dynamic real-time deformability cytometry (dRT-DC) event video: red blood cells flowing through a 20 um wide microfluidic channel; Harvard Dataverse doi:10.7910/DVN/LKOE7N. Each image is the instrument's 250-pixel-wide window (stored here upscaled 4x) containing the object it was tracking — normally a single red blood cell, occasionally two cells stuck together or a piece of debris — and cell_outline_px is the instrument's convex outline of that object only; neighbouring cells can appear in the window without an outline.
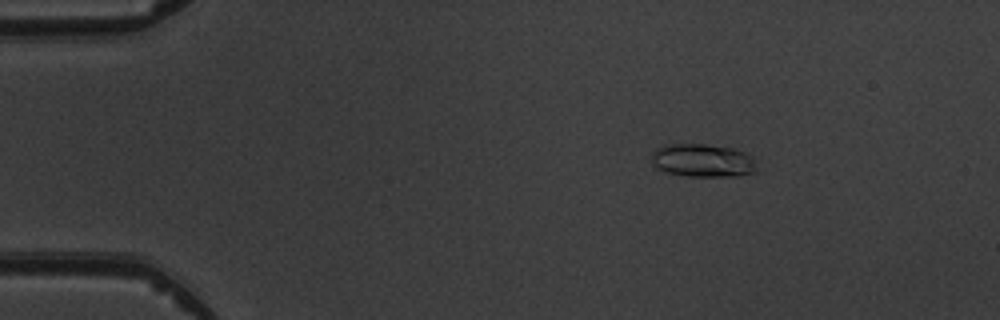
{"species": "common noctule bat (a hibernating species)", "species_latin": "Nyctalus noctula", "temperature_condition": "warm", "stored_images_in_passage": 6, "camera_frame_rate_fps": 3000, "um_per_image_px": 0.085, "animal": {"sex": "male", "body_mass_g": 19.5, "forearm_length_mm": 54.6}, "frame": {"image": 1, "passage_image": 3, "time_ms": 2.0, "image_size_px": [1000, 320], "cell_outline_px": [[756, 172], [740, 176], [688, 176], [668, 172], [656, 168], [652, 164], [652, 152], [656, 148], [664, 144], [704, 144], [732, 148], [744, 152], [752, 156]], "centroid_in_image_um": [59.71, 13.64], "position_along_channel_um": 25.3, "area_um2": 20.35}}